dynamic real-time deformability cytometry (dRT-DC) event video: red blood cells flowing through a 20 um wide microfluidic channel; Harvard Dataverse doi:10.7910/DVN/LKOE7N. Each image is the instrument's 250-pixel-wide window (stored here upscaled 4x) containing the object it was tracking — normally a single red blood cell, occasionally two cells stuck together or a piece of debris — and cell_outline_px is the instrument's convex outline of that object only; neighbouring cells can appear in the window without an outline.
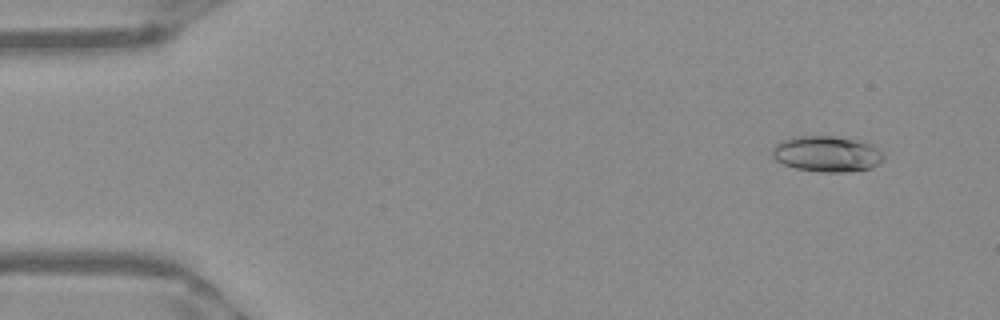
{"species": "Egyptian fruit bat (a non-hibernating species)", "species_latin": "Rousettus aegyptiacus", "temperature_condition": "warm", "stored_images_in_passage": 51, "camera_frame_rate_fps": 3000, "um_per_image_px": 0.085, "frame": {"image": 1, "passage_image": 4, "time_ms": 1.0, "image_size_px": [1000, 320], "cell_outline_px": [[884, 160], [880, 164], [872, 168], [844, 172], [820, 172], [796, 168], [784, 164], [776, 160], [772, 156], [772, 148], [780, 140], [792, 136], [832, 136], [860, 140], [872, 144], [884, 156]], "centroid_in_image_um": [70.28, 13.07], "position_along_channel_um": 14.7, "area_um2": 23.47}}
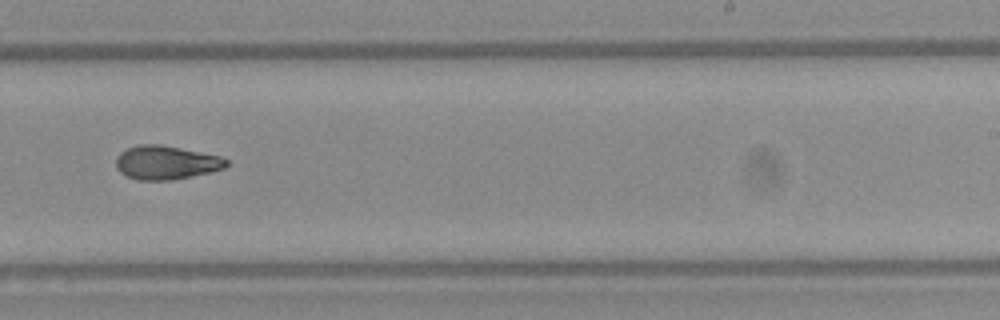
{"frame": {"image": 2, "passage_image": 32, "time_ms": 10.333, "image_size_px": [1000, 320], "cell_outline_px": [[228, 164], [224, 168], [212, 172], [172, 180], [136, 180], [120, 172], [116, 168], [116, 156], [120, 152], [128, 148], [140, 144], [160, 144], [220, 156], [228, 160]], "centroid_in_image_um": [14.11, 13.82], "position_along_channel_um": 274.9, "area_um2": 21.73}}
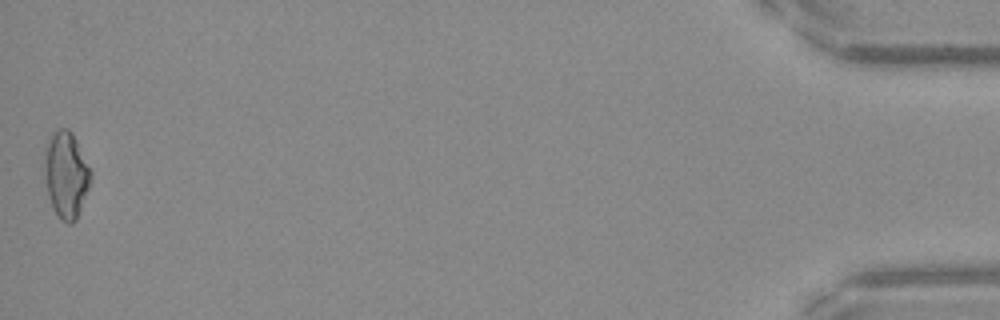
{"frame": {"image": 3, "passage_image": 51, "time_ms": 16.667, "image_size_px": [1000, 320], "cell_outline_px": [[92, 176], [88, 188], [76, 220], [72, 224], [68, 224], [60, 220], [52, 208], [44, 176], [44, 148], [52, 136], [60, 128], [68, 128], [72, 132], [92, 172]], "centroid_in_image_um": [5.61, 14.88], "position_along_channel_um": 429.6, "area_um2": 23.18}, "authors_computed_cell_mechanics": {"area_um2": 21.7906, "velocity_mm_per_s": 3.955, "shape_relaxation_time_tau1_ms": null, "shape_relaxation_time_tau2_ms": 4.491, "deformation_change_tau1": null, "deformation_change_tau2": 0.1058}}